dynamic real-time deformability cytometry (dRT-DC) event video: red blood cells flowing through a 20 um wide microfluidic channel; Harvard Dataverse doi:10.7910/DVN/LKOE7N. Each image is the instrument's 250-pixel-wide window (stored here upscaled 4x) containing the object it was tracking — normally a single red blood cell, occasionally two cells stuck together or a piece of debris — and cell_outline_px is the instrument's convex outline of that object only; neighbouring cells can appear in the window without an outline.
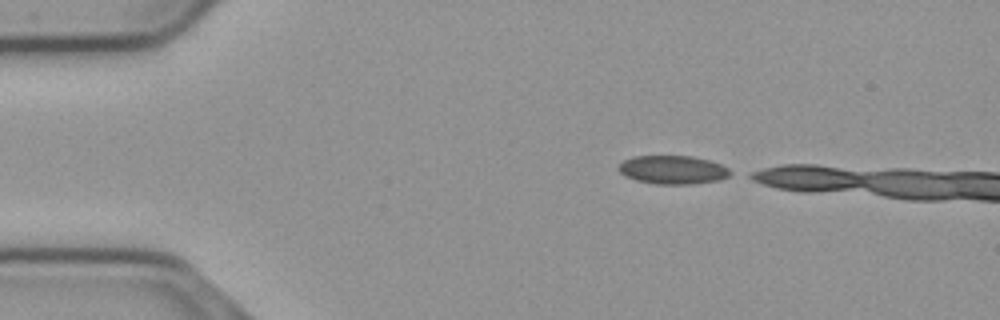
{"species": "common noctule bat (a hibernating species)", "species_latin": "Nyctalus noctula", "temperature_condition": "cold", "stored_images_in_passage": 5, "camera_frame_rate_fps": 3000, "um_per_image_px": 0.085, "animal": {"sex": "male", "body_mass_g": 23.1, "forearm_length_mm": 52.7}, "frame": {"image": 1, "passage_image": 1, "time_ms": 0.0, "image_size_px": [1000, 320], "cell_outline_px": [[736, 172], [720, 180], [688, 184], [656, 184], [636, 180], [624, 176], [616, 168], [624, 160], [632, 156], [692, 156], [708, 160], [720, 164]], "centroid_in_image_um": [57.19, 14.43], "position_along_channel_um": 27.8, "area_um2": 18.67}}